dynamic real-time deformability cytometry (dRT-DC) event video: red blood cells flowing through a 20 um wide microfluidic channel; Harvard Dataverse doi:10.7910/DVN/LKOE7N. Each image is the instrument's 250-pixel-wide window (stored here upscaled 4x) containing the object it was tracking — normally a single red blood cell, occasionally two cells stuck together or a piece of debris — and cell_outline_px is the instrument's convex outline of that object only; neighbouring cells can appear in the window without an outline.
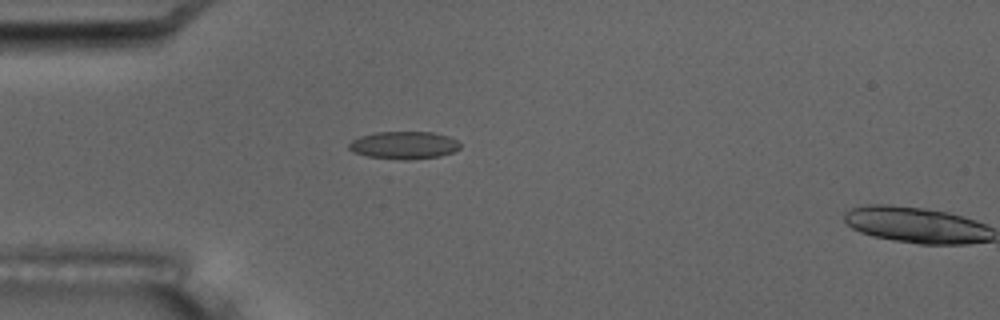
{"species": "common noctule bat (a hibernating species)", "species_latin": "Nyctalus noctula", "temperature_condition": "room temperature", "stored_images_in_passage": 2, "camera_frame_rate_fps": 3000, "um_per_image_px": 0.085, "animal": {"sex": "male", "body_mass_g": 17.5, "forearm_length_mm": 52.3}, "frame": {"image": 1, "passage_image": 1, "time_ms": 0.0, "image_size_px": [1000, 320], "cell_outline_px": [[460, 148], [452, 152], [440, 156], [408, 160], [404, 160], [368, 156], [352, 152], [348, 148], [348, 144], [352, 140], [360, 136], [376, 132], [432, 132], [448, 136], [456, 140], [460, 144]], "centroid_in_image_um": [34.32, 12.34], "position_along_channel_um": 50.7, "area_um2": 17.86}}